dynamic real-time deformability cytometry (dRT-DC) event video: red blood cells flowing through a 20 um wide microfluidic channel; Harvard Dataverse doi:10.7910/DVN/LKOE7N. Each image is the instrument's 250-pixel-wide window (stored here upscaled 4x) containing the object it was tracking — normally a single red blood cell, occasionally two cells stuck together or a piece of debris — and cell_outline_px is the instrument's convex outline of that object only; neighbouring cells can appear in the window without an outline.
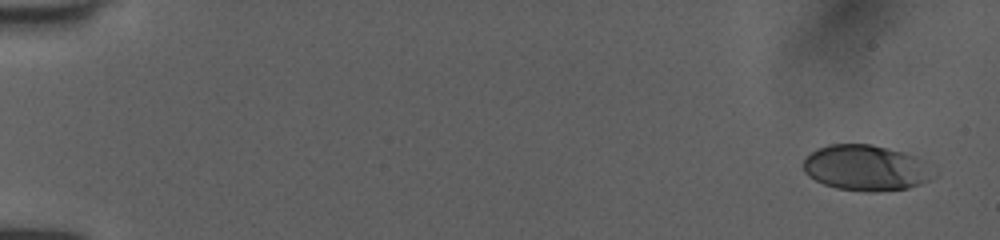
{"species": "human", "species_latin": "Homo sapiens", "temperature_condition": "room temperature", "stored_images_in_passage": 15, "camera_frame_rate_fps": 3000, "um_per_image_px": 0.085, "donor": {"sex": "female"}, "frame": {"image": 1, "passage_image": 1, "time_ms": 0.0, "image_size_px": [1000, 240], "cell_outline_px": [[928, 180], [920, 184], [908, 188], [876, 192], [868, 192], [836, 188], [824, 184], [808, 176], [804, 172], [804, 160], [812, 152], [828, 144], [868, 144], [900, 152], [912, 156], [920, 160]], "centroid_in_image_um": [73.44, 14.28], "position_along_channel_um": 11.6, "area_um2": 33.29}}
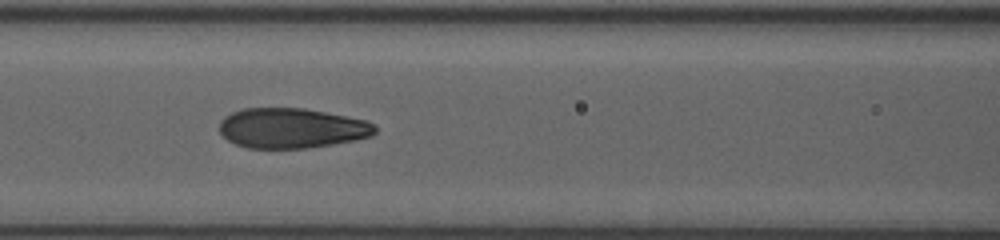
{"frame": {"image": 2, "passage_image": 13, "time_ms": 4.0, "image_size_px": [1000, 240], "cell_outline_px": [[376, 132], [372, 136], [356, 140], [308, 148], [248, 148], [236, 144], [228, 140], [220, 132], [220, 120], [224, 116], [232, 112], [244, 108], [304, 108], [364, 120], [372, 124], [376, 128]], "centroid_in_image_um": [24.77, 10.89], "position_along_channel_um": 141.8, "area_um2": 36.18}}
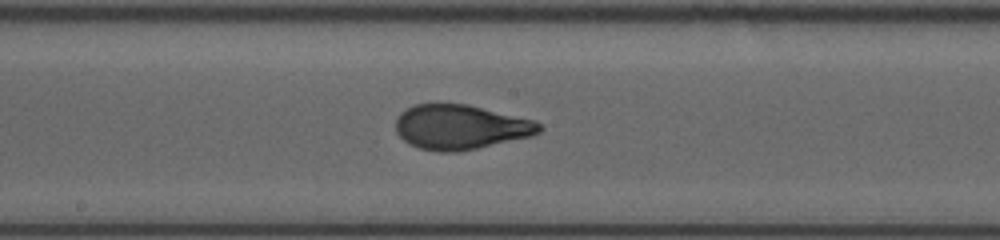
{"frame": {"image": 3, "passage_image": 15, "time_ms": 4.667, "image_size_px": [1000, 240], "cell_outline_px": [[544, 128], [540, 132], [532, 136], [476, 148], [456, 152], [436, 152], [420, 148], [408, 144], [396, 132], [396, 120], [400, 112], [416, 104], [436, 100], [468, 104], [536, 120]], "centroid_in_image_um": [39.13, 10.76], "position_along_channel_um": 209.1, "area_um2": 38.21}}